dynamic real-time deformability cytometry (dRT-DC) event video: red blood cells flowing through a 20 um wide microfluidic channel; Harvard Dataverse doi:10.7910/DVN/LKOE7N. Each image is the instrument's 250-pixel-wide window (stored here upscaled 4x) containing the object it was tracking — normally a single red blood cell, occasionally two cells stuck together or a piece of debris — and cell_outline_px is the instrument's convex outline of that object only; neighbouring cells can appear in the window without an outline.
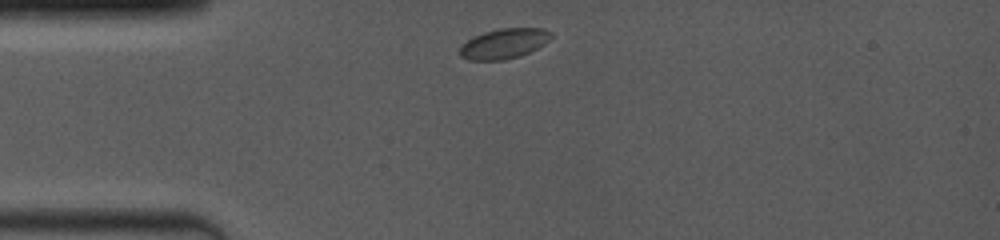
{"species": "common noctule bat (a hibernating species)", "species_latin": "Nyctalus noctula", "temperature_condition": "room temperature", "stored_images_in_passage": 44, "camera_frame_rate_fps": 4000, "um_per_image_px": 0.085, "animal": {"sex": "female", "body_mass_g": 19.0, "forearm_length_mm": 53.3}, "frame": {"image": 1, "passage_image": 1, "time_ms": 0.0, "image_size_px": [1000, 240], "cell_outline_px": [[552, 36], [544, 44], [520, 56], [504, 60], [468, 60], [460, 56], [460, 48], [468, 40], [484, 32], [500, 28], [544, 28], [552, 32]], "centroid_in_image_um": [42.86, 3.7], "position_along_channel_um": 42.1, "area_um2": 15.84}}
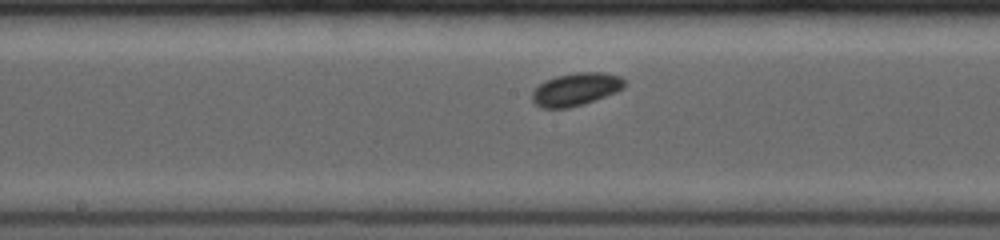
{"frame": {"image": 2, "passage_image": 19, "time_ms": 4.5, "image_size_px": [1000, 240], "cell_outline_px": [[624, 88], [616, 92], [584, 104], [568, 108], [544, 108], [536, 104], [532, 100], [532, 92], [544, 80], [556, 76], [576, 72], [604, 72], [620, 76], [624, 80]], "centroid_in_image_um": [48.95, 7.58], "position_along_channel_um": 199.2, "area_um2": 17.63}}
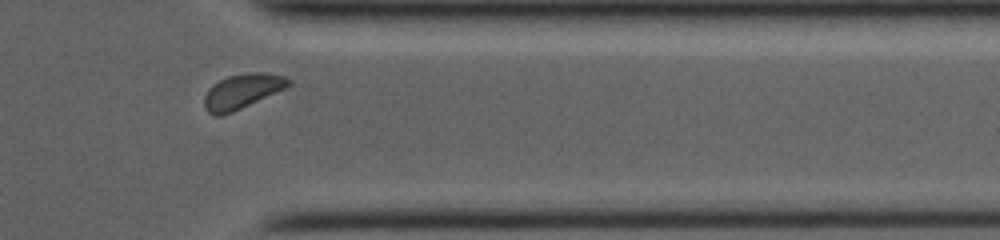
{"frame": {"image": 3, "passage_image": 38, "time_ms": 9.25, "image_size_px": [1000, 240], "cell_outline_px": [[292, 84], [288, 88], [232, 112], [220, 116], [216, 116], [208, 112], [204, 108], [204, 96], [208, 88], [212, 84], [228, 76], [252, 72], [264, 72], [284, 76], [292, 80]], "centroid_in_image_um": [20.61, 7.76], "position_along_channel_um": 390.8, "area_um2": 17.28}, "authors_computed_cell_mechanics": {"area_um2": 16.7042, "velocity_mm_per_s": 4.0149, "shape_relaxation_time_tau1_ms": 1.178, "shape_relaxation_time_tau2_ms": null, "deformation_change_tau1": 0.0381, "deformation_change_tau2": null}}